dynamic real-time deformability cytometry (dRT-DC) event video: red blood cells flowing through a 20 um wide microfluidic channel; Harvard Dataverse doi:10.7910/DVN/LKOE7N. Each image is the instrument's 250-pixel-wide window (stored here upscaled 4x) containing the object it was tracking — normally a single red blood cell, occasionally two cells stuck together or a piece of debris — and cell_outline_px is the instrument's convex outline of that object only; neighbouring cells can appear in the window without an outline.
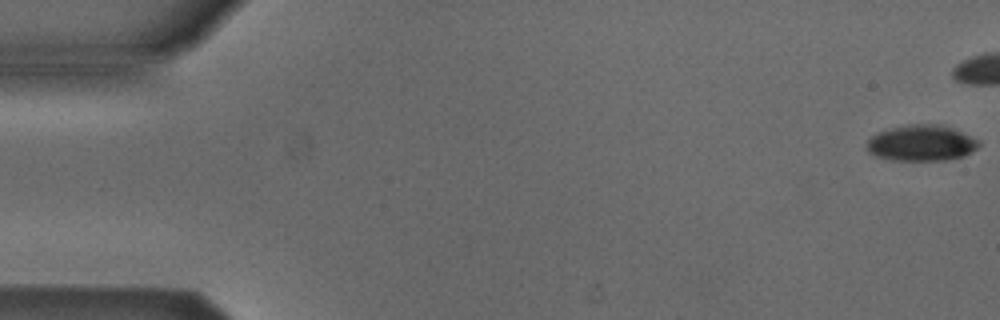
{"species": "Egyptian fruit bat (a non-hibernating species)", "species_latin": "Rousettus aegyptiacus", "temperature_condition": "cold", "stored_images_in_passage": 23, "camera_frame_rate_fps": 3000, "um_per_image_px": 0.085, "animal": {"sex": "male"}, "frame": {"image": 1, "passage_image": 1, "time_ms": 0.0, "image_size_px": [1000, 320], "cell_outline_px": [[980, 144], [976, 148], [964, 156], [948, 160], [892, 160], [876, 156], [868, 152], [868, 140], [876, 132], [908, 124], [940, 124], [952, 128], [976, 140]], "centroid_in_image_um": [78.29, 12.16], "position_along_channel_um": 6.7, "area_um2": 23.18}}